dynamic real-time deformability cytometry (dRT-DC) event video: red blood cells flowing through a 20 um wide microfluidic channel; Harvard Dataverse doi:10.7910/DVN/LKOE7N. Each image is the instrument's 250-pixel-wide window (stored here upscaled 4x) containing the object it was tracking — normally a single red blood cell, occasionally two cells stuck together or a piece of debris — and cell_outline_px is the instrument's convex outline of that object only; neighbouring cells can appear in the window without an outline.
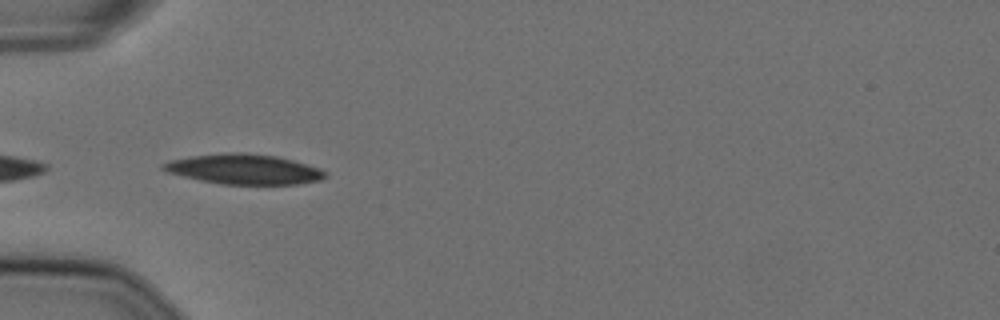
{"species": "Egyptian fruit bat (a non-hibernating species)", "species_latin": "Rousettus aegyptiacus", "temperature_condition": "cold", "stored_images_in_passage": 39, "camera_frame_rate_fps": 3000, "um_per_image_px": 0.085, "animal": {"sex": "female"}, "frame": {"image": 1, "passage_image": 1, "time_ms": 0.0, "image_size_px": [1000, 320], "cell_outline_px": [[328, 176], [320, 180], [300, 184], [220, 184], [200, 180], [168, 172], [160, 168], [160, 164], [168, 160], [188, 156], [224, 152], [244, 152], [276, 156], [292, 160], [320, 168], [328, 172]], "centroid_in_image_um": [20.73, 14.37], "position_along_channel_um": 64.3, "area_um2": 28.67}}
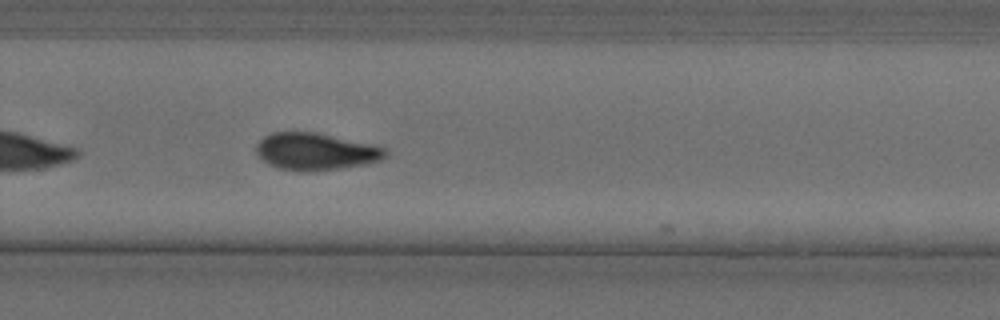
{"frame": {"image": 2, "passage_image": 21, "time_ms": 6.667, "image_size_px": [1000, 320], "cell_outline_px": [[388, 156], [380, 160], [368, 164], [340, 168], [304, 172], [280, 168], [268, 164], [256, 152], [256, 144], [264, 136], [272, 132], [316, 132], [388, 148]], "centroid_in_image_um": [26.86, 12.88], "position_along_channel_um": 302.9, "area_um2": 27.92}}
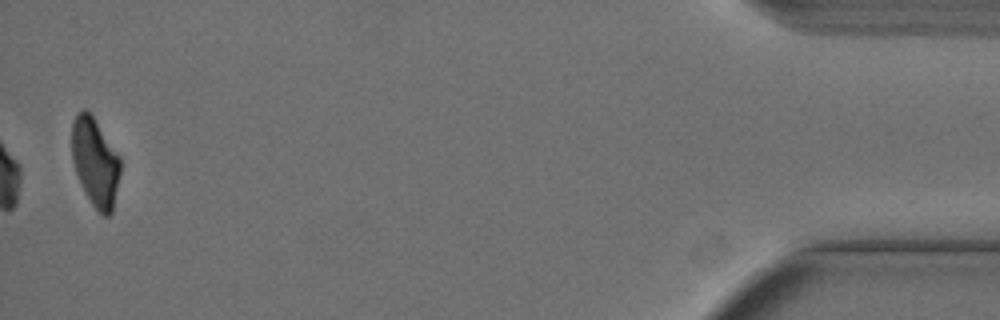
{"frame": {"image": 3, "passage_image": 38, "time_ms": 12.333, "image_size_px": [1000, 320], "cell_outline_px": [[120, 172], [112, 212], [108, 216], [100, 216], [84, 192], [76, 172], [72, 160], [72, 124], [76, 112], [84, 108], [92, 116], [120, 156]], "centroid_in_image_um": [8.08, 13.81], "position_along_channel_um": 427.1, "area_um2": 24.91}, "authors_computed_cell_mechanics": {"area_um2": 27.744, "velocity_mm_per_s": 3.6214, "shape_relaxation_time_tau1_ms": 8.0966, "shape_relaxation_time_tau2_ms": 11.2153, "deformation_change_tau1": 0.1951, "deformation_change_tau2": 0.1749}}